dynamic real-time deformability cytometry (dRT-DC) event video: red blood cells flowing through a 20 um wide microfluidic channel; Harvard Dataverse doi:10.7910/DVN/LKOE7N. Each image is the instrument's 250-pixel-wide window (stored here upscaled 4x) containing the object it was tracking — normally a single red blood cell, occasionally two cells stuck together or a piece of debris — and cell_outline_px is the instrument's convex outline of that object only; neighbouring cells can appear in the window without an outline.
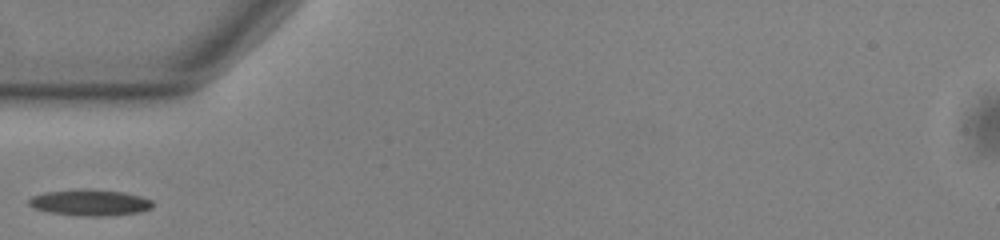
{"species": "common noctule bat (a hibernating species)", "species_latin": "Nyctalus noctula", "temperature_condition": "warm", "stored_images_in_passage": 28, "camera_frame_rate_fps": 3000, "um_per_image_px": 0.085, "animal": {"sex": "male", "body_mass_g": 13.0, "forearm_length_mm": 53.1}, "frame": {"image": 1, "passage_image": 1, "time_ms": 0.0, "image_size_px": [1000, 240], "cell_outline_px": [[152, 208], [140, 212], [108, 216], [76, 216], [48, 212], [32, 208], [28, 204], [28, 200], [32, 196], [44, 192], [76, 188], [80, 188], [124, 192], [140, 196], [152, 200]], "centroid_in_image_um": [7.6, 17.22], "position_along_channel_um": 77.4, "area_um2": 19.25}}
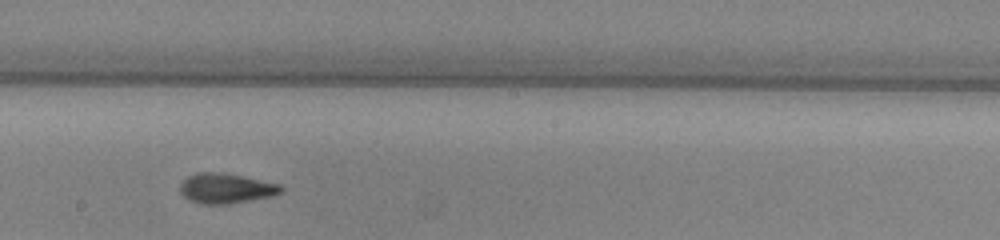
{"frame": {"image": 2, "passage_image": 13, "time_ms": 4.0, "image_size_px": [1000, 240], "cell_outline_px": [[284, 192], [272, 196], [228, 204], [204, 204], [188, 200], [180, 192], [180, 184], [188, 176], [196, 172], [224, 172], [280, 184], [284, 188]], "centroid_in_image_um": [19.22, 16.0], "position_along_channel_um": 229.0, "area_um2": 17.8}}
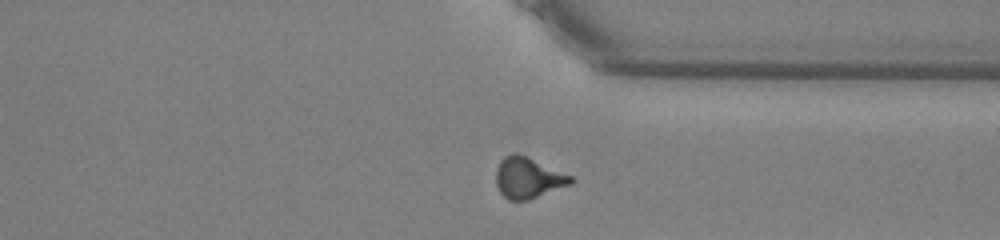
{"frame": {"image": 3, "passage_image": 24, "time_ms": 7.667, "image_size_px": [1000, 240], "cell_outline_px": [[576, 180], [572, 184], [528, 200], [508, 200], [500, 192], [496, 184], [496, 168], [500, 160], [504, 156], [512, 152], [516, 152], [572, 176]], "centroid_in_image_um": [44.88, 15.11], "position_along_channel_um": 366.5, "area_um2": 17.86}}